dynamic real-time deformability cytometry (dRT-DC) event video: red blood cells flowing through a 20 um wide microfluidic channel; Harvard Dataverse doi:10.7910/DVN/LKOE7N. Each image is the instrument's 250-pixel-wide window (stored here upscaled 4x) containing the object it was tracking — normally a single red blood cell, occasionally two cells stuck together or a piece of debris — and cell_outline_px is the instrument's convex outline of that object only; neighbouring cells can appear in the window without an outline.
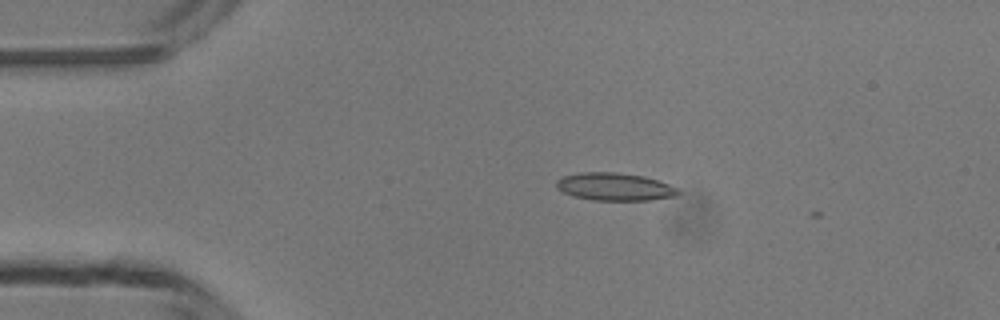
{"species": "common noctule bat (a hibernating species)", "species_latin": "Nyctalus noctula", "temperature_condition": "room temperature", "stored_images_in_passage": 3, "camera_frame_rate_fps": 3000, "um_per_image_px": 0.085, "animal": {"sex": "male", "body_mass_g": 13.3}, "frame": {"image": 1, "passage_image": 2, "time_ms": 2.0, "image_size_px": [1000, 320], "cell_outline_px": [[680, 192], [676, 196], [648, 200], [592, 200], [572, 196], [556, 188], [556, 180], [564, 176], [580, 172], [616, 172], [644, 176], [680, 188]], "centroid_in_image_um": [52.24, 15.87], "position_along_channel_um": 32.8, "area_um2": 19.71}}